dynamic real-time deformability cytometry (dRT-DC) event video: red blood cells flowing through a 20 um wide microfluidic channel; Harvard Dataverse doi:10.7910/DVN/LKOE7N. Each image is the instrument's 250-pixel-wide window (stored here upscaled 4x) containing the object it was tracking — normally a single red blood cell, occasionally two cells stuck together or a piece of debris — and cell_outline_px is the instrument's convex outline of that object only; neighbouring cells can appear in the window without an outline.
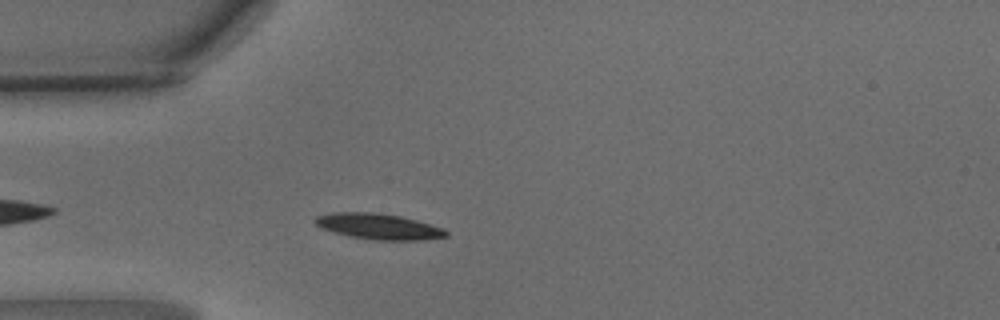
{"species": "common noctule bat (a hibernating species)", "species_latin": "Nyctalus noctula", "temperature_condition": "warm", "stored_images_in_passage": 39, "camera_frame_rate_fps": 3000, "um_per_image_px": 0.085, "animal": {"sex": "male", "body_mass_g": 15.6}, "frame": {"image": 1, "passage_image": 4, "time_ms": 1.0, "image_size_px": [1000, 320], "cell_outline_px": [[448, 236], [424, 240], [376, 240], [348, 236], [320, 228], [312, 220], [316, 216], [332, 212], [372, 212], [400, 216], [416, 220], [444, 228], [448, 232]], "centroid_in_image_um": [32.16, 19.25], "position_along_channel_um": 52.8, "area_um2": 19.77}}
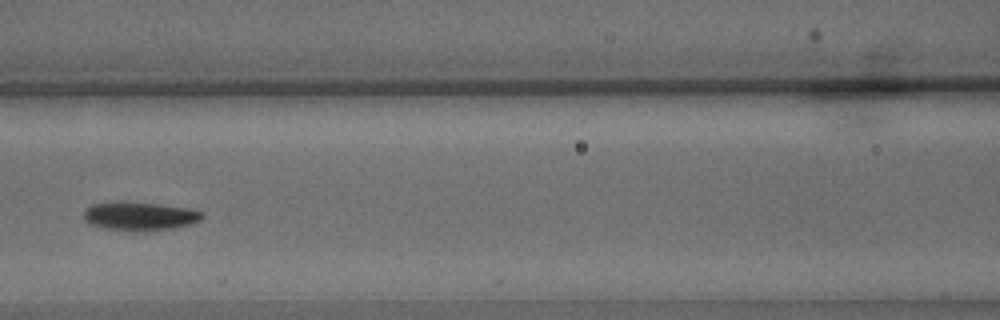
{"frame": {"image": 2, "passage_image": 12, "time_ms": 3.667, "image_size_px": [1000, 320], "cell_outline_px": [[204, 216], [200, 220], [188, 224], [172, 228], [148, 232], [132, 232], [100, 228], [88, 224], [84, 220], [84, 212], [92, 204], [160, 204], [188, 208], [204, 212]], "centroid_in_image_um": [11.89, 18.44], "position_along_channel_um": 154.7, "area_um2": 19.36}}
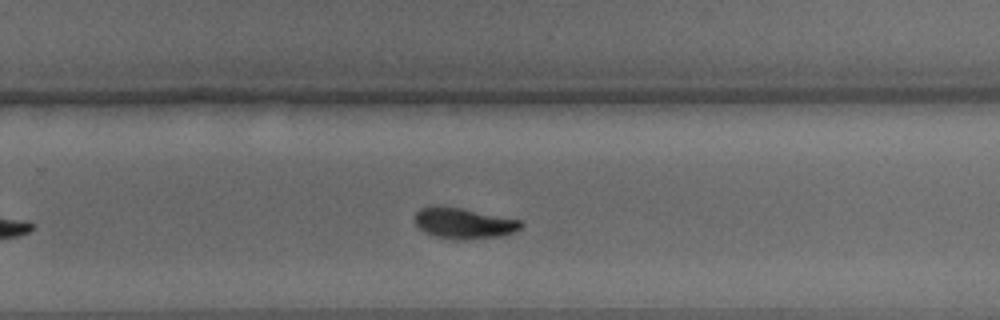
{"frame": {"image": 3, "passage_image": 22, "time_ms": 7.0, "image_size_px": [1000, 320], "cell_outline_px": [[524, 224], [520, 228], [512, 232], [500, 236], [436, 236], [424, 232], [416, 224], [416, 212], [420, 208], [428, 204], [432, 204], [460, 208], [520, 220]], "centroid_in_image_um": [39.36, 18.89], "position_along_channel_um": 290.4, "area_um2": 17.98}, "authors_computed_cell_mechanics": {"area_um2": 19.0162, "velocity_mm_per_s": 4.0892, "shape_relaxation_time_tau1_ms": 2.4226, "shape_relaxation_time_tau2_ms": 3.0455, "deformation_change_tau1": 0.1279, "deformation_change_tau2": 0.0875}}